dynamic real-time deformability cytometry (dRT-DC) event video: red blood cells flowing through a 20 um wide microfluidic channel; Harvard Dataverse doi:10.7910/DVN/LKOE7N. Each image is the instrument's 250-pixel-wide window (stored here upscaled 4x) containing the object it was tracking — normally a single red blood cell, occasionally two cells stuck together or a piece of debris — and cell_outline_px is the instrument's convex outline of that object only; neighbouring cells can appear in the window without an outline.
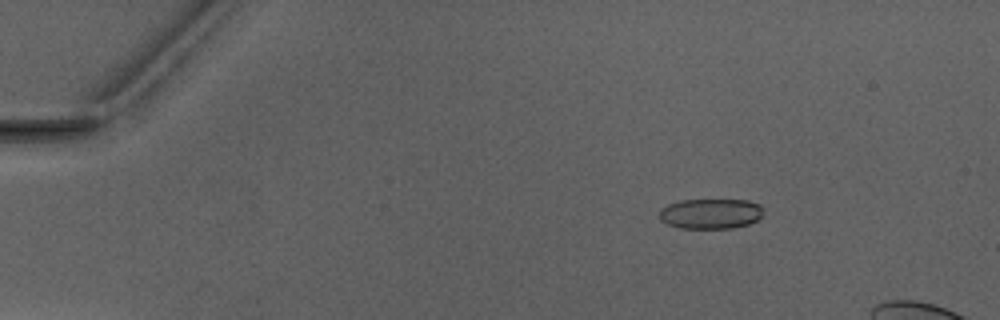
{"species": "Egyptian fruit bat (a non-hibernating species)", "species_latin": "Rousettus aegyptiacus", "temperature_condition": "warm", "stored_images_in_passage": 5, "camera_frame_rate_fps": 3000, "um_per_image_px": 0.085, "animal": {"sex": "male"}, "frame": {"image": 1, "passage_image": 3, "time_ms": 2.667, "image_size_px": [1000, 320], "cell_outline_px": [[764, 208], [760, 216], [756, 220], [748, 224], [732, 228], [680, 228], [668, 224], [660, 220], [660, 208], [668, 204], [680, 200], [748, 200], [760, 204]], "centroid_in_image_um": [60.4, 18.15], "position_along_channel_um": 24.6, "area_um2": 18.32}}